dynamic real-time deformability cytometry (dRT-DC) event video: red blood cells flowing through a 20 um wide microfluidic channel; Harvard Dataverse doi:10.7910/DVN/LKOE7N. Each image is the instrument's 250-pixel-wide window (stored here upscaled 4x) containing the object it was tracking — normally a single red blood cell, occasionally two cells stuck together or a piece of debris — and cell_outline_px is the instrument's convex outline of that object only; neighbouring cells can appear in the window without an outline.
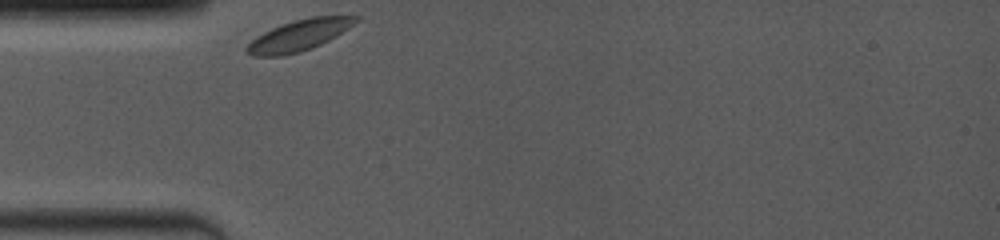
{"species": "common noctule bat (a hibernating species)", "species_latin": "Nyctalus noctula", "temperature_condition": "room temperature", "stored_images_in_passage": 27, "camera_frame_rate_fps": 4000, "um_per_image_px": 0.085, "animal": {"sex": "female", "body_mass_g": 19.0, "forearm_length_mm": 53.3}, "frame": {"image": 1, "passage_image": 1, "time_ms": 0.0, "image_size_px": [1000, 240], "cell_outline_px": [[360, 20], [336, 36], [312, 48], [300, 52], [284, 56], [252, 56], [244, 52], [244, 48], [256, 36], [280, 24], [292, 20], [312, 16], [360, 16]], "centroid_in_image_um": [25.39, 3.0], "position_along_channel_um": 59.6, "area_um2": 19.88}}
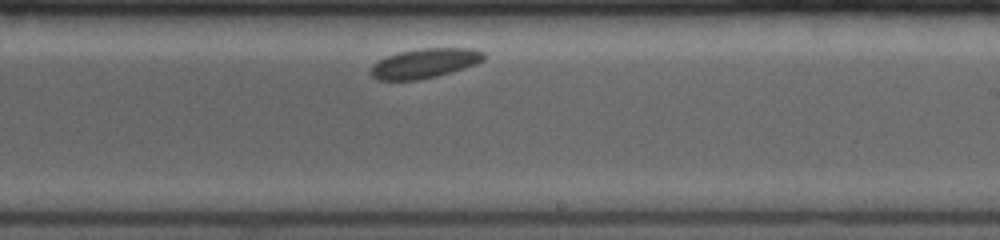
{"frame": {"image": 2, "passage_image": 16, "time_ms": 5.5, "image_size_px": [1000, 240], "cell_outline_px": [[484, 60], [476, 64], [464, 68], [436, 76], [420, 80], [376, 80], [368, 72], [372, 64], [388, 56], [400, 52], [420, 48], [472, 48], [484, 52]], "centroid_in_image_um": [36.08, 5.38], "position_along_channel_um": 252.9, "area_um2": 19.54}}
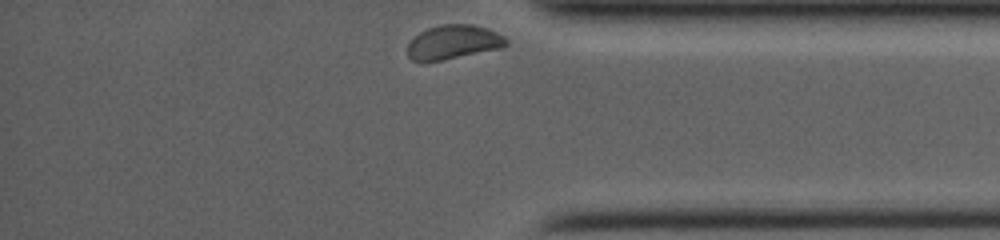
{"frame": {"image": 3, "passage_image": 27, "time_ms": 9.5, "image_size_px": [1000, 240], "cell_outline_px": [[508, 44], [504, 48], [440, 60], [412, 60], [408, 56], [408, 44], [420, 32], [428, 28], [440, 24], [472, 24], [488, 28], [504, 36], [508, 40]], "centroid_in_image_um": [38.6, 3.56], "position_along_channel_um": 396.6, "area_um2": 19.48}}